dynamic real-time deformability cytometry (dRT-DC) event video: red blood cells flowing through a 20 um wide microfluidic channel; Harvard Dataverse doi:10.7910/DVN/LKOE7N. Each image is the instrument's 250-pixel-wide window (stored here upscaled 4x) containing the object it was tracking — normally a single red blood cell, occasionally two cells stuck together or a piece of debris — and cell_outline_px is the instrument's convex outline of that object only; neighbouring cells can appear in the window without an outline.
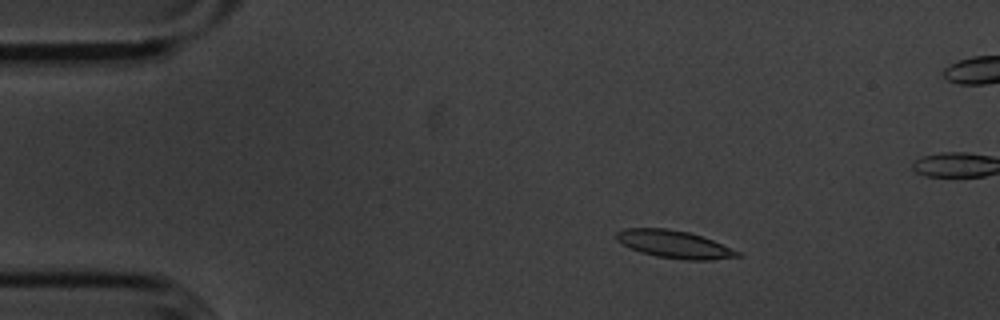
{"species": "common noctule bat (a hibernating species)", "species_latin": "Nyctalus noctula", "temperature_condition": "cold", "stored_images_in_passage": 57, "segment_of_instrument_passage": [1, 2], "camera_frame_rate_fps": 3000, "um_per_image_px": 0.085, "animal": {"sex": "male", "body_mass_g": 20.1, "forearm_length_mm": 53.5}, "frame": {"image": 1, "passage_image": 10, "time_ms": 3.0, "image_size_px": [1000, 320], "cell_outline_px": [[744, 256], [708, 260], [684, 260], [656, 256], [640, 252], [616, 240], [616, 232], [624, 228], [668, 228], [688, 232], [712, 240], [740, 252]], "centroid_in_image_um": [57.31, 20.76], "position_along_channel_um": 27.7, "area_um2": 19.36}}
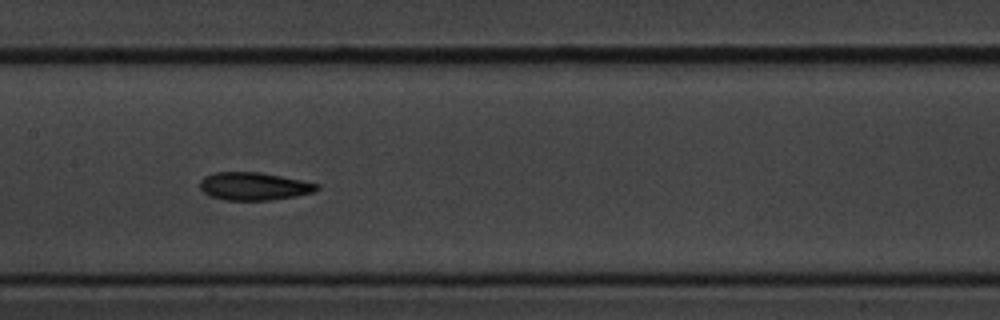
{"frame": {"image": 2, "passage_image": 28, "time_ms": 9.0, "image_size_px": [1000, 320], "cell_outline_px": [[320, 188], [312, 192], [296, 196], [272, 200], [224, 200], [212, 196], [204, 192], [200, 188], [200, 180], [204, 176], [212, 172], [260, 172], [320, 184]], "centroid_in_image_um": [21.57, 15.83], "position_along_channel_um": 185.8, "area_um2": 18.96}}
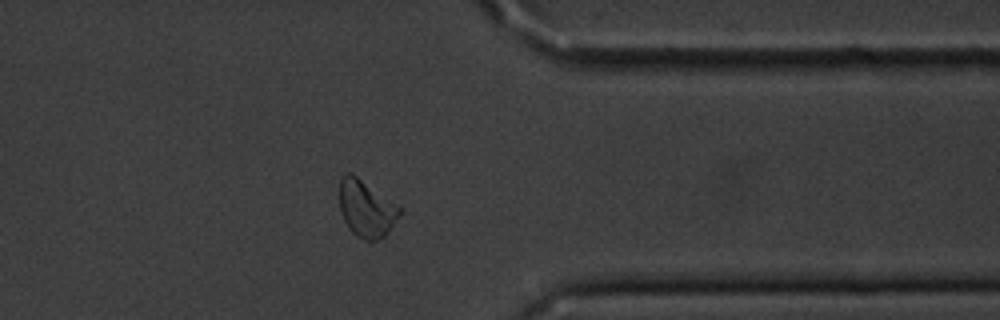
{"frame": {"image": 3, "passage_image": 45, "time_ms": 14.667, "image_size_px": [1000, 320], "cell_outline_px": [[400, 212], [384, 236], [376, 240], [364, 240], [356, 236], [348, 228], [340, 212], [340, 176], [344, 172], [352, 172], [400, 208]], "centroid_in_image_um": [31.05, 17.71], "position_along_channel_um": 380.3, "area_um2": 19.48}}